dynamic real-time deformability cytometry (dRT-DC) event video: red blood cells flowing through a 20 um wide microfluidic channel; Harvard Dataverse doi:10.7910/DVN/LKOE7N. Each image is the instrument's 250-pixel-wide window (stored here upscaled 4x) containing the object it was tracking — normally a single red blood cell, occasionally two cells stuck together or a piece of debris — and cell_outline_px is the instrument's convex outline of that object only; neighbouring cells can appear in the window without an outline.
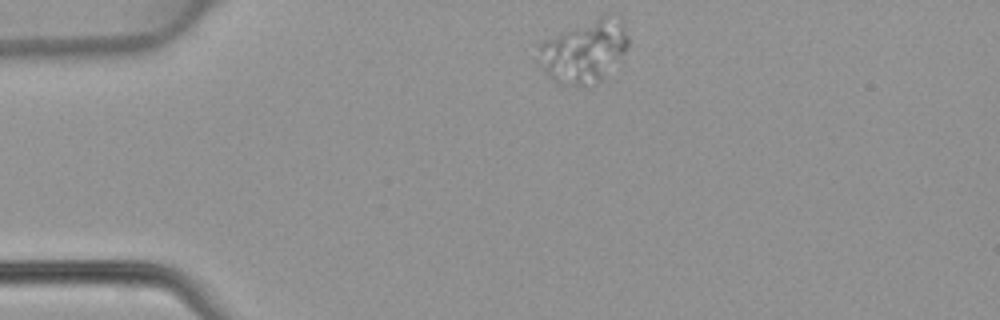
{"species": "common noctule bat (a hibernating species)", "species_latin": "Nyctalus noctula", "temperature_condition": "warm", "stored_images_in_passage": 40, "camera_frame_rate_fps": 3000, "um_per_image_px": 0.085, "animal": {"sex": "female", "body_mass_g": 22.7, "forearm_length_mm": 54.2}, "frame": {"image": 1, "passage_image": 1, "time_ms": 0.0, "image_size_px": [1000, 320], "cell_outline_px": [[628, 48], [604, 76], [592, 88], [588, 88], [560, 84], [548, 76], [532, 60], [536, 44], [544, 40], [604, 12], [620, 24], [624, 28], [628, 36]], "centroid_in_image_um": [49.52, 4.4], "position_along_channel_um": 35.5, "area_um2": 33.64}}
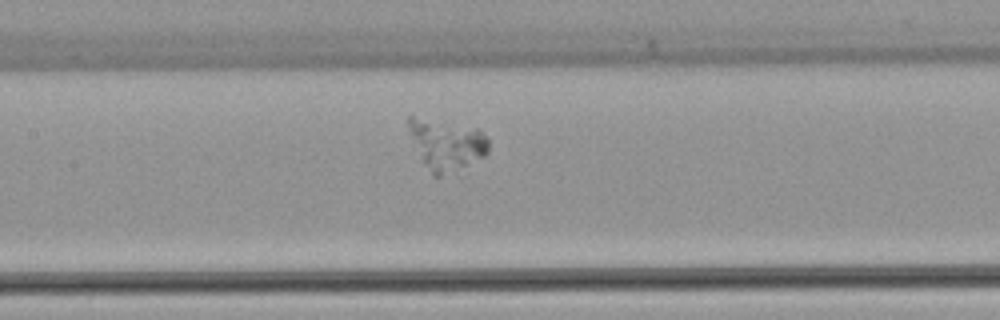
{"frame": {"image": 2, "passage_image": 14, "time_ms": 4.333, "image_size_px": [1000, 320], "cell_outline_px": [[488, 152], [484, 156], [440, 176], [432, 176], [408, 132], [408, 116], [412, 116], [480, 128], [488, 140]], "centroid_in_image_um": [37.95, 12.24], "position_along_channel_um": 169.5, "area_um2": 23.06}}
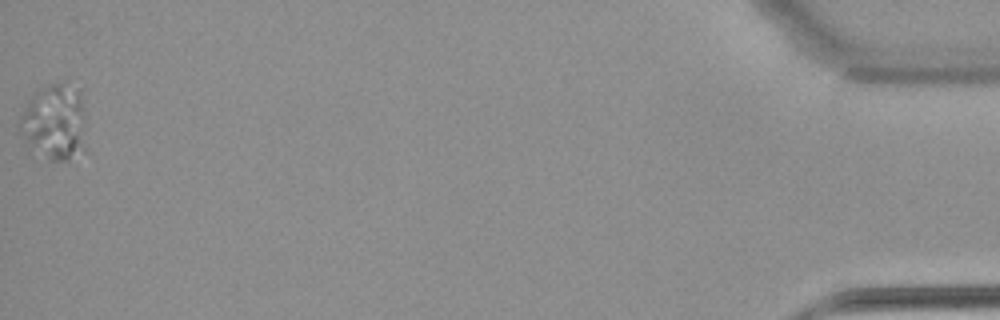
{"frame": {"image": 3, "passage_image": 40, "time_ms": 13.0, "image_size_px": [1000, 320], "cell_outline_px": [[88, 152], [68, 160], [52, 160], [28, 140], [20, 128], [20, 116], [32, 96], [40, 88], [48, 84], [60, 80], [64, 80], [80, 88], [84, 112]], "centroid_in_image_um": [4.79, 10.3], "position_along_channel_um": 430.4, "area_um2": 29.48}}